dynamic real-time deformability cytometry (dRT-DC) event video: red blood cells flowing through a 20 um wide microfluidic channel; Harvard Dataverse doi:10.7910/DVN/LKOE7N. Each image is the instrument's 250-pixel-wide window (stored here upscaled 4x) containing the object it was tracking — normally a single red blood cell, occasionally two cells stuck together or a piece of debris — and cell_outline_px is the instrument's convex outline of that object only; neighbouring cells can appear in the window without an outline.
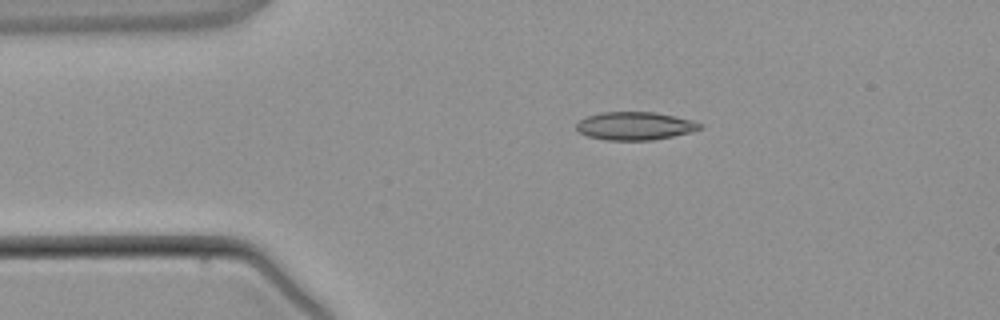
{"species": "common noctule bat (a hibernating species)", "species_latin": "Nyctalus noctula", "temperature_condition": "warm", "stored_images_in_passage": 2, "camera_frame_rate_fps": 3000, "um_per_image_px": 0.085, "animal": {"sex": "male", "body_mass_g": 21.5, "forearm_length_mm": 52.0}, "frame": {"image": 1, "passage_image": 1, "time_ms": 0.0, "image_size_px": [1000, 320], "cell_outline_px": [[704, 128], [692, 132], [652, 140], [604, 140], [588, 136], [580, 132], [576, 128], [576, 124], [580, 120], [588, 116], [600, 112], [652, 112], [676, 116], [692, 120], [704, 124]], "centroid_in_image_um": [54.01, 10.7], "position_along_channel_um": 31.0, "area_um2": 20.29}}